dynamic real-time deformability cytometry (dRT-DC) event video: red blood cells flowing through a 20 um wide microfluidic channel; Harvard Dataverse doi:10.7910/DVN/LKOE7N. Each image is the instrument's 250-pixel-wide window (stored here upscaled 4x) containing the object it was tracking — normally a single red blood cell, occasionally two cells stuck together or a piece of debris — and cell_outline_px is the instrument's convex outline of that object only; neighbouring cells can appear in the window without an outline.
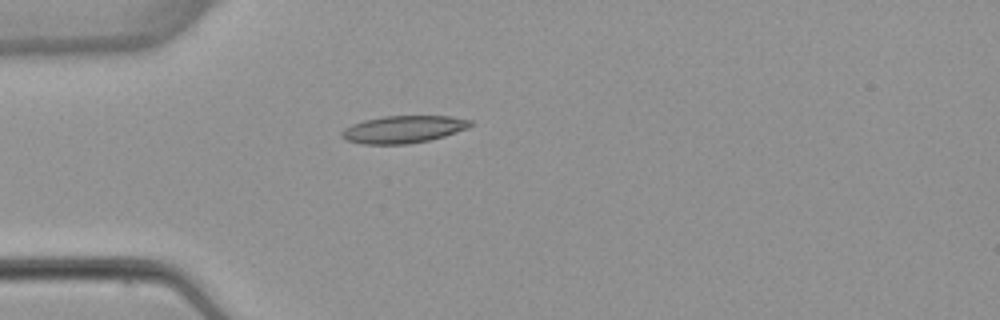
{"species": "common noctule bat (a hibernating species)", "species_latin": "Nyctalus noctula", "temperature_condition": "warm", "stored_images_in_passage": 1, "camera_frame_rate_fps": 3000, "um_per_image_px": 0.085, "animal": {"sex": "female", "body_mass_g": 22.7, "forearm_length_mm": 54.2}, "frame": {"image": 1, "passage_image": 1, "time_ms": 0.0, "image_size_px": [1000, 320], "cell_outline_px": [[472, 124], [468, 128], [444, 136], [428, 140], [408, 144], [364, 144], [344, 140], [340, 136], [340, 132], [344, 128], [352, 124], [364, 120], [384, 116], [452, 116], [472, 120]], "centroid_in_image_um": [34.26, 10.99], "position_along_channel_um": 50.7, "area_um2": 20.58}}